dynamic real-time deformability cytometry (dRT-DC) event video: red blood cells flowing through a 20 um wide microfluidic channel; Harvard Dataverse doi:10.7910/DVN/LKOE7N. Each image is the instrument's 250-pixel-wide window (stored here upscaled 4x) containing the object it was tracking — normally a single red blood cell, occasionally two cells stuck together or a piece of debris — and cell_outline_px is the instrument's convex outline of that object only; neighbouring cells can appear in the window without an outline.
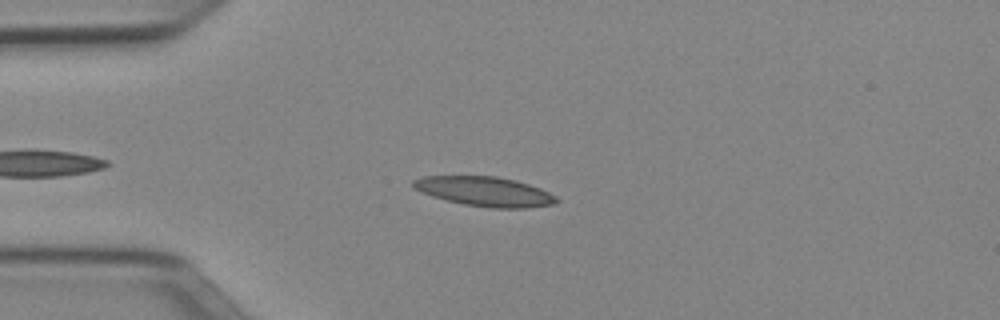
{"species": "Egyptian fruit bat (a non-hibernating species)", "species_latin": "Rousettus aegyptiacus", "temperature_condition": "cold", "stored_images_in_passage": 43, "camera_frame_rate_fps": 3000, "um_per_image_px": 0.085, "animal": {"sex": "female"}, "frame": {"image": 1, "passage_image": 8, "time_ms": 2.333, "image_size_px": [1000, 320], "cell_outline_px": [[560, 200], [552, 204], [528, 208], [492, 208], [464, 204], [432, 196], [412, 188], [412, 180], [424, 176], [496, 176], [516, 180], [540, 188], [556, 196]], "centroid_in_image_um": [41.2, 16.27], "position_along_channel_um": 43.8, "area_um2": 24.62}}
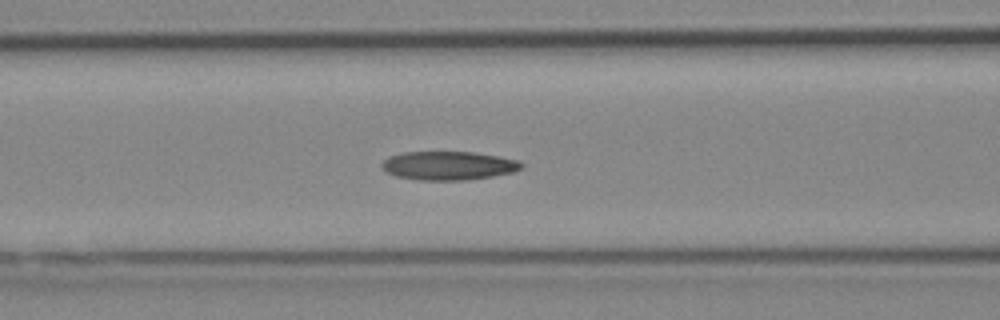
{"frame": {"image": 2, "passage_image": 16, "time_ms": 5.0, "image_size_px": [1000, 320], "cell_outline_px": [[524, 168], [512, 172], [492, 176], [464, 180], [420, 180], [396, 176], [388, 172], [380, 164], [388, 156], [404, 152], [476, 152], [520, 160], [524, 164]], "centroid_in_image_um": [38.16, 14.07], "position_along_channel_um": 128.4, "area_um2": 23.35}}
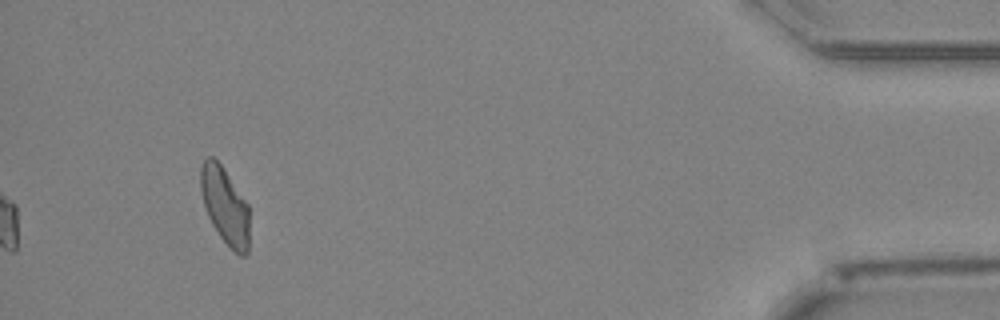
{"frame": {"image": 3, "passage_image": 43, "time_ms": 14.0, "image_size_px": [1000, 320], "cell_outline_px": [[248, 252], [244, 256], [240, 256], [220, 236], [212, 224], [208, 216], [200, 192], [200, 168], [204, 160], [208, 156], [212, 156], [220, 164], [248, 204]], "centroid_in_image_um": [19.1, 17.47], "position_along_channel_um": 416.1, "area_um2": 21.44}, "authors_computed_cell_mechanics": {"area_um2": 23.0044, "velocity_mm_per_s": 3.9502, "shape_relaxation_time_tau1_ms": null, "shape_relaxation_time_tau2_ms": 10.5326, "deformation_change_tau1": null, "deformation_change_tau2": 0.1721}}